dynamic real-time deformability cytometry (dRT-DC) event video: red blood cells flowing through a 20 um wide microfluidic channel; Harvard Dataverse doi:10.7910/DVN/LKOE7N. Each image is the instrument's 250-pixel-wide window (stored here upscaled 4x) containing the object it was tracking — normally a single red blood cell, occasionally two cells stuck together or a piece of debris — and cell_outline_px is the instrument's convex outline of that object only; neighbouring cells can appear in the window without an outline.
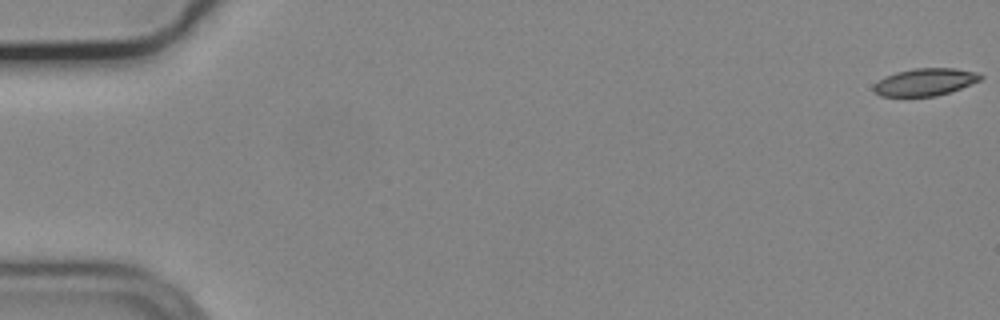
{"species": "common noctule bat (a hibernating species)", "species_latin": "Nyctalus noctula", "temperature_condition": "cold", "stored_images_in_passage": 56, "camera_frame_rate_fps": 3000, "um_per_image_px": 0.085, "animal": {"sex": "male", "body_mass_g": 19.2, "forearm_length_mm": 51.8}, "frame": {"image": 1, "passage_image": 1, "time_ms": 0.0, "image_size_px": [1000, 320], "cell_outline_px": [[984, 76], [980, 80], [960, 88], [936, 96], [880, 96], [872, 88], [884, 76], [896, 72], [916, 68], [956, 68], [976, 72]], "centroid_in_image_um": [78.64, 6.96], "position_along_channel_um": 6.4, "area_um2": 16.82}}
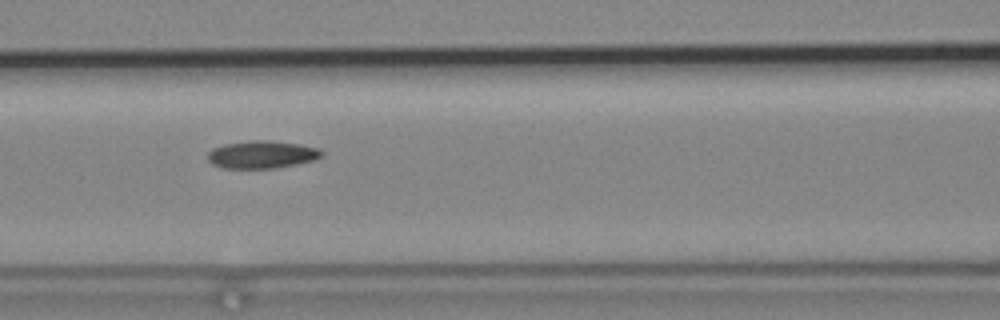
{"frame": {"image": 2, "passage_image": 25, "time_ms": 8.0, "image_size_px": [1000, 320], "cell_outline_px": [[324, 156], [316, 160], [276, 168], [224, 168], [212, 164], [208, 160], [208, 152], [212, 148], [224, 144], [252, 140], [268, 140], [300, 144], [320, 148], [324, 152]], "centroid_in_image_um": [22.3, 13.13], "position_along_channel_um": 144.3, "area_um2": 18.55}}
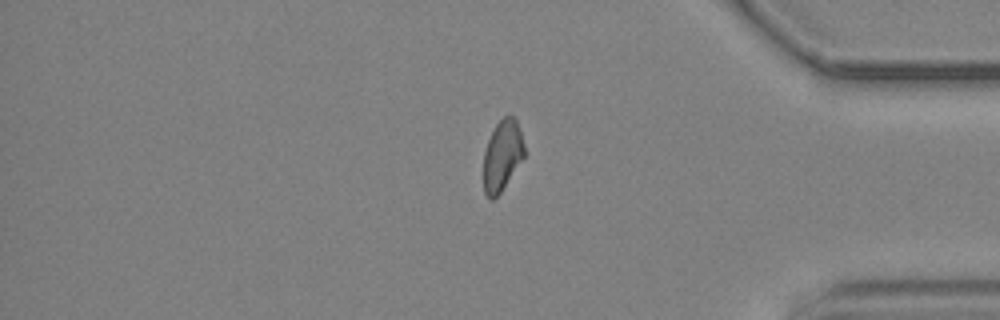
{"frame": {"image": 3, "passage_image": 47, "time_ms": 15.333, "image_size_px": [1000, 320], "cell_outline_px": [[524, 156], [500, 192], [492, 200], [488, 200], [484, 192], [484, 152], [488, 140], [496, 124], [508, 112], [516, 120], [524, 144]], "centroid_in_image_um": [42.68, 13.2], "position_along_channel_um": 392.5, "area_um2": 16.53}, "authors_computed_cell_mechanics": {"area_um2": 17.8602, "velocity_mm_per_s": 3.7161, "shape_relaxation_time_tau1_ms": null, "shape_relaxation_time_tau2_ms": 5.499, "deformation_change_tau1": null, "deformation_change_tau2": 0.1199}}